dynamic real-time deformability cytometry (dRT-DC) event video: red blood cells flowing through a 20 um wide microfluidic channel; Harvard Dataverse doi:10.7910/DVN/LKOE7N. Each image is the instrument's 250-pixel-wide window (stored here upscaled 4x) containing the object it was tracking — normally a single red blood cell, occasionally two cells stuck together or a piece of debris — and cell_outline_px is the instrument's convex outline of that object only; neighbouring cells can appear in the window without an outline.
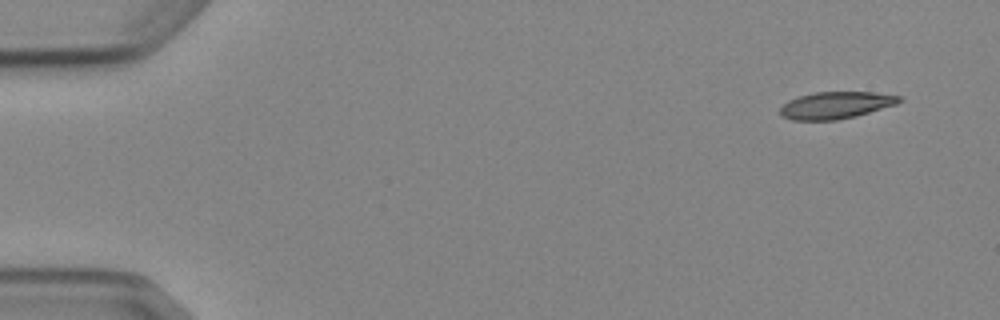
{"species": "Egyptian fruit bat (a non-hibernating species)", "species_latin": "Rousettus aegyptiacus", "temperature_condition": "cold", "stored_images_in_passage": 5, "camera_frame_rate_fps": 3000, "um_per_image_px": 0.085, "animal": {"sex": "female"}, "frame": {"image": 1, "passage_image": 1, "time_ms": 0.0, "image_size_px": [1000, 320], "cell_outline_px": [[904, 100], [896, 104], [856, 116], [836, 120], [792, 120], [784, 116], [780, 112], [780, 108], [788, 100], [800, 96], [816, 92], [872, 92], [900, 96]], "centroid_in_image_um": [71.06, 8.94], "position_along_channel_um": 13.9, "area_um2": 18.55}}
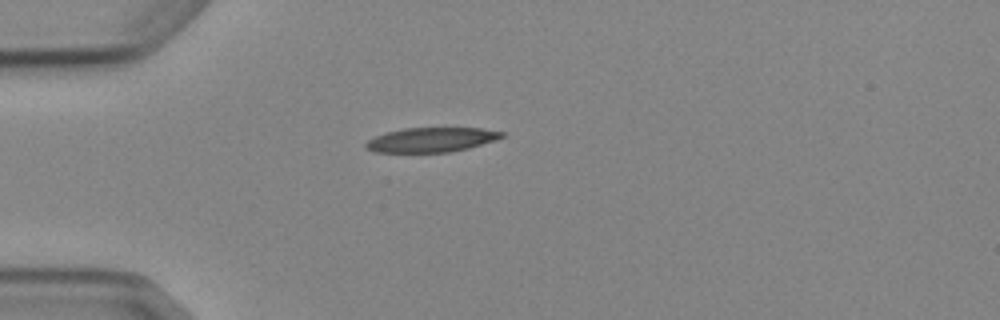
{"frame": {"image": 2, "passage_image": 4, "time_ms": 3.667, "image_size_px": [1000, 320], "cell_outline_px": [[504, 136], [496, 140], [468, 148], [448, 152], [372, 152], [364, 148], [364, 144], [368, 140], [384, 132], [404, 128], [480, 128], [504, 132]], "centroid_in_image_um": [36.62, 11.88], "position_along_channel_um": 48.4, "area_um2": 19.48}}